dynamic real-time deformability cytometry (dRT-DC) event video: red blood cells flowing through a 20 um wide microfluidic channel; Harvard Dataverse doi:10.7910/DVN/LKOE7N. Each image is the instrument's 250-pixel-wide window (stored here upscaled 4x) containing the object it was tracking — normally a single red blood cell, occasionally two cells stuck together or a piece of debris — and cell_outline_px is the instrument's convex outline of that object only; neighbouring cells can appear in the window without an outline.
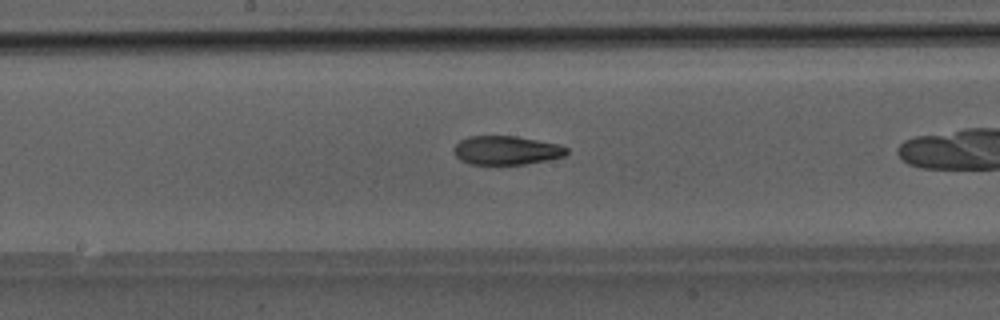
{"species": "Egyptian fruit bat (a non-hibernating species)", "species_latin": "Rousettus aegyptiacus", "temperature_condition": "room temperature", "stored_images_in_passage": 23, "camera_frame_rate_fps": 3000, "um_per_image_px": 0.085, "animal": {"sex": "male"}, "frame": {"image": 1, "passage_image": 10, "time_ms": 3.0, "image_size_px": [1000, 320], "cell_outline_px": [[568, 152], [564, 156], [548, 160], [524, 164], [468, 164], [460, 160], [452, 152], [452, 148], [460, 140], [468, 136], [516, 136], [560, 144], [568, 148]], "centroid_in_image_um": [43.02, 12.77], "position_along_channel_um": 205.2, "area_um2": 19.13}}